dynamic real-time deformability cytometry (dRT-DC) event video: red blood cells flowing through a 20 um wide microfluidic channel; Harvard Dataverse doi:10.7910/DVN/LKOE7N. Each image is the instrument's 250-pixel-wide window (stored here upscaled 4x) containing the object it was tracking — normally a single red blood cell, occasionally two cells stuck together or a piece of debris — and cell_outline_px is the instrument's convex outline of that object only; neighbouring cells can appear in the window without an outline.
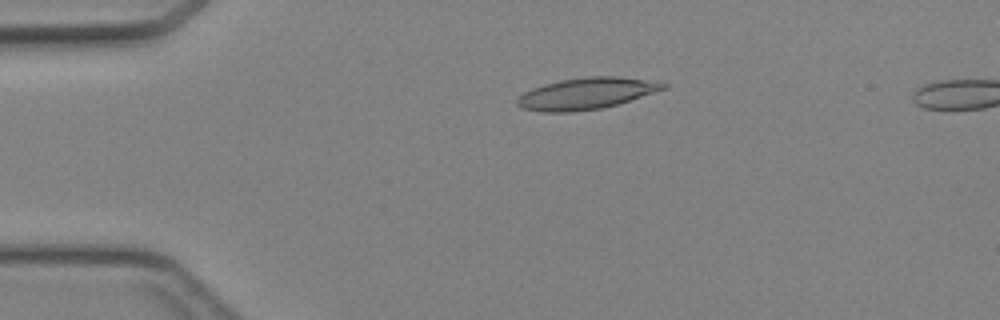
{"species": "Egyptian fruit bat (a non-hibernating species)", "species_latin": "Rousettus aegyptiacus", "temperature_condition": "cold", "stored_images_in_passage": 44, "camera_frame_rate_fps": 3000, "um_per_image_px": 0.085, "animal": {"sex": "female"}, "frame": {"image": 1, "passage_image": 8, "time_ms": 2.333, "image_size_px": [1000, 320], "cell_outline_px": [[668, 88], [616, 104], [600, 108], [572, 112], [540, 112], [520, 108], [516, 104], [516, 100], [524, 92], [532, 88], [544, 84], [560, 80], [588, 76], [620, 76], [664, 80], [668, 84]], "centroid_in_image_um": [49.9, 7.92], "position_along_channel_um": 35.1, "area_um2": 27.22}}
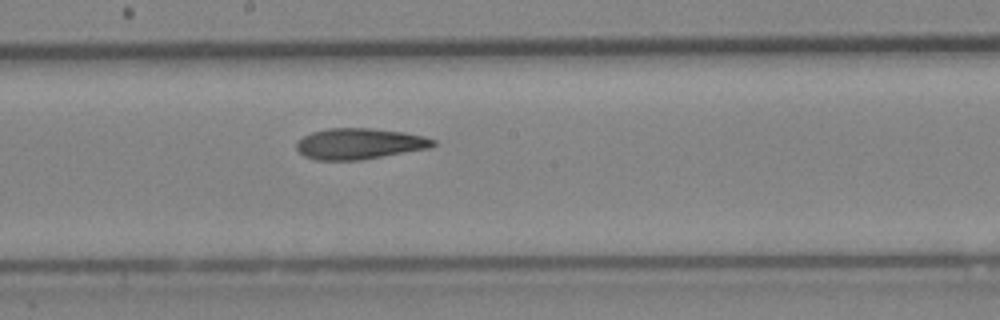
{"frame": {"image": 2, "passage_image": 23, "time_ms": 7.333, "image_size_px": [1000, 320], "cell_outline_px": [[436, 144], [432, 148], [360, 160], [312, 160], [304, 156], [296, 148], [296, 140], [312, 132], [328, 128], [372, 128], [404, 132], [424, 136], [436, 140]], "centroid_in_image_um": [30.56, 12.22], "position_along_channel_um": 217.6, "area_um2": 24.91}}
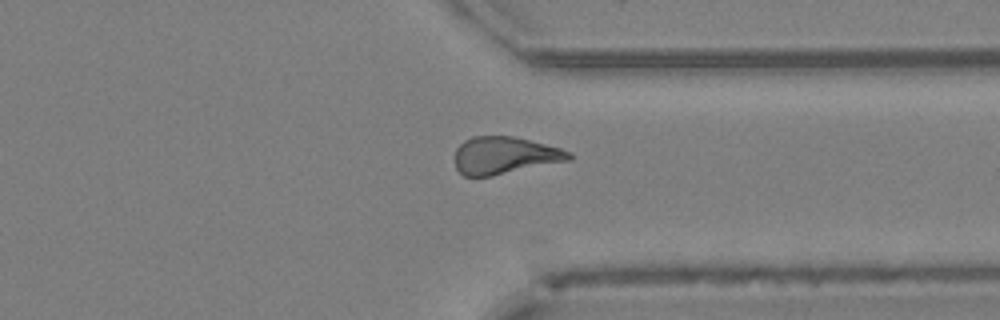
{"frame": {"image": 3, "passage_image": 33, "time_ms": 10.667, "image_size_px": [1000, 320], "cell_outline_px": [[572, 160], [492, 176], [464, 176], [456, 168], [456, 148], [464, 140], [472, 136], [512, 136], [560, 148], [572, 152]], "centroid_in_image_um": [42.91, 13.21], "position_along_channel_um": 368.5, "area_um2": 24.8}}